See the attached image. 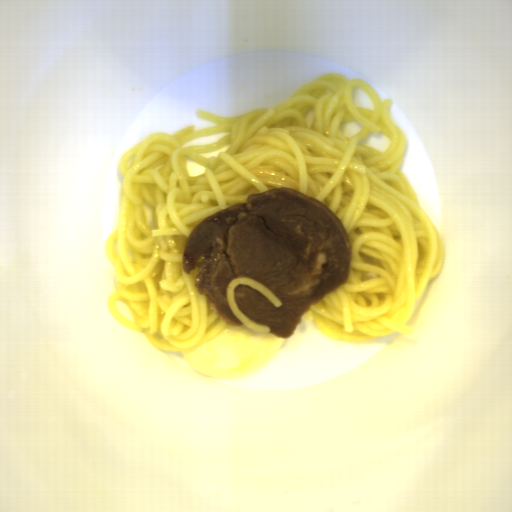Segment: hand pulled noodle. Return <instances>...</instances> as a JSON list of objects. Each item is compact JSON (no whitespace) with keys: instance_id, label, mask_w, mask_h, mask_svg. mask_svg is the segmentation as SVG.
Returning a JSON list of instances; mask_svg holds the SVG:
<instances>
[{"instance_id":"obj_1","label":"hand pulled noodle","mask_w":512,"mask_h":512,"mask_svg":"<svg viewBox=\"0 0 512 512\" xmlns=\"http://www.w3.org/2000/svg\"><path fill=\"white\" fill-rule=\"evenodd\" d=\"M360 85L374 111L353 102ZM393 99H381L366 79L323 74L273 107L220 116L195 109L218 125L153 132L121 155L117 224L105 240L116 276L107 308L115 322L144 333L162 352H188L225 328L209 297L182 265L197 225L253 192L289 187L315 198L341 220L351 246L348 278L304 313L329 339L367 342L406 325L417 301L444 265L442 236L400 171L408 139L392 119ZM363 127L347 138L341 121ZM231 132L207 146L193 138ZM391 140L385 152L357 145L369 132ZM186 157L206 169L189 176Z\"/></svg>"},{"instance_id":"obj_2","label":"hand pulled noodle","mask_w":512,"mask_h":512,"mask_svg":"<svg viewBox=\"0 0 512 512\" xmlns=\"http://www.w3.org/2000/svg\"><path fill=\"white\" fill-rule=\"evenodd\" d=\"M237 285H248L251 288L258 291L266 300H268L271 304H273L276 307H280L282 305L281 301L276 297V295L269 290L267 287H265L260 282L248 277V276H239L236 278H233L231 282L227 286V290L225 293L226 299L228 301L229 307L234 315V317L239 320L243 326L247 327L251 331L254 332H262V333H270L271 328L270 325H264V324H258L249 317H247L243 311L239 308L235 295L234 290Z\"/></svg>"}]
</instances>
